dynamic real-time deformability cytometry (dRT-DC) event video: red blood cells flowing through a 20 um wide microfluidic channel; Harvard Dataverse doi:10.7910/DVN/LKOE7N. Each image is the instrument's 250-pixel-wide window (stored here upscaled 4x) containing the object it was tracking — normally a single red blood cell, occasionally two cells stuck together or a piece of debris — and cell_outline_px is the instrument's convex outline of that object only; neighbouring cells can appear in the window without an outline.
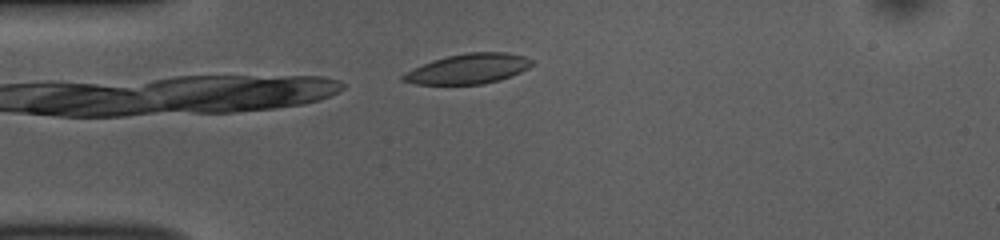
{"species": "common noctule bat (a hibernating species)", "species_latin": "Nyctalus noctula", "temperature_condition": "room temperature", "stored_images_in_passage": 3, "camera_frame_rate_fps": 3000, "um_per_image_px": 0.085, "animal": {"sex": "female", "body_mass_g": 10.0, "forearm_length_mm": 53.1}, "frame": {"image": 1, "passage_image": 3, "time_ms": 0.667, "image_size_px": [1000, 240], "cell_outline_px": [[536, 64], [520, 72], [500, 80], [480, 84], [416, 84], [400, 80], [400, 76], [432, 60], [448, 56], [468, 52], [508, 52], [524, 56], [532, 60]], "centroid_in_image_um": [39.85, 5.84], "position_along_channel_um": 45.1, "area_um2": 22.37}}